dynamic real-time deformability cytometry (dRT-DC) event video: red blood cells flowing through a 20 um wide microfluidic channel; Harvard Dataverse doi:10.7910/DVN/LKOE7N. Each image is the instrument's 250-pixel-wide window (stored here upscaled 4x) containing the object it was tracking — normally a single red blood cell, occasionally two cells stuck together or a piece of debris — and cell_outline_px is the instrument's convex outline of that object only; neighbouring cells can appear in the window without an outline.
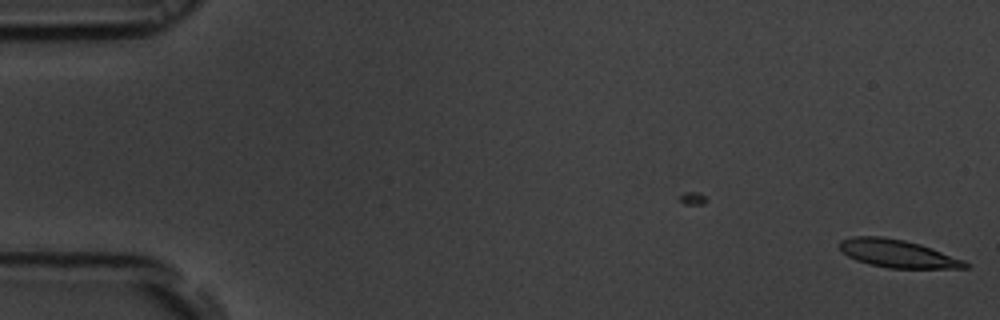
{"species": "common noctule bat (a hibernating species)", "species_latin": "Nyctalus noctula", "temperature_condition": "room temperature", "stored_images_in_passage": 10, "camera_frame_rate_fps": 3000, "um_per_image_px": 0.085, "animal": {"sex": "male", "body_mass_g": 19.5, "forearm_length_mm": 54.6}, "frame": {"image": 1, "passage_image": 10, "time_ms": 3.0, "image_size_px": [1000, 320], "cell_outline_px": [[972, 264], [968, 268], [888, 268], [856, 260], [848, 256], [840, 248], [840, 240], [852, 236], [880, 236], [904, 240], [920, 244], [932, 248], [964, 260]], "centroid_in_image_um": [76.33, 21.55], "position_along_channel_um": 8.7, "area_um2": 20.29}}